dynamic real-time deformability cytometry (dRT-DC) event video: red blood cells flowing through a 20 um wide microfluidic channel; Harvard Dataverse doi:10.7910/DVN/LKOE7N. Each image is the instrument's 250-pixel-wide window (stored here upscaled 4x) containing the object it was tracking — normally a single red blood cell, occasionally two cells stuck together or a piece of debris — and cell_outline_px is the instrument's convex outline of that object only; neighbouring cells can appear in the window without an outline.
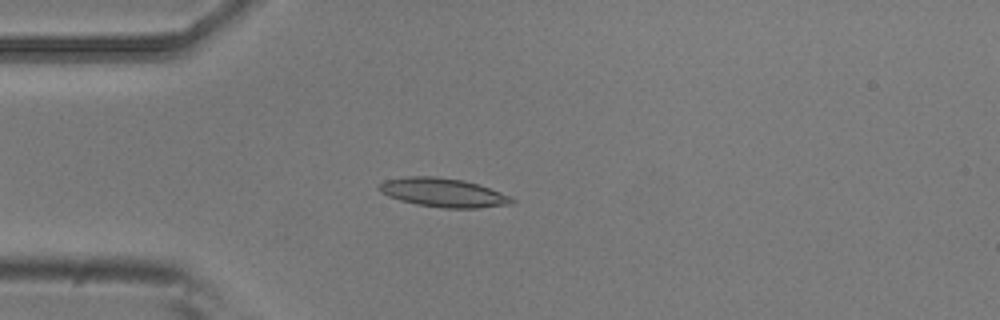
{"species": "common noctule bat (a hibernating species)", "species_latin": "Nyctalus noctula", "temperature_condition": "room temperature", "stored_images_in_passage": 6, "camera_frame_rate_fps": 3000, "um_per_image_px": 0.085, "animal": {"sex": "male", "body_mass_g": 20.5, "forearm_length_mm": 52.5}, "frame": {"image": 1, "passage_image": 4, "time_ms": 1.0, "image_size_px": [1000, 320], "cell_outline_px": [[516, 200], [512, 204], [480, 208], [444, 208], [416, 204], [400, 200], [388, 196], [380, 192], [376, 188], [384, 180], [408, 176], [432, 176], [464, 180], [512, 196]], "centroid_in_image_um": [37.66, 16.37], "position_along_channel_um": 47.3, "area_um2": 22.37}}